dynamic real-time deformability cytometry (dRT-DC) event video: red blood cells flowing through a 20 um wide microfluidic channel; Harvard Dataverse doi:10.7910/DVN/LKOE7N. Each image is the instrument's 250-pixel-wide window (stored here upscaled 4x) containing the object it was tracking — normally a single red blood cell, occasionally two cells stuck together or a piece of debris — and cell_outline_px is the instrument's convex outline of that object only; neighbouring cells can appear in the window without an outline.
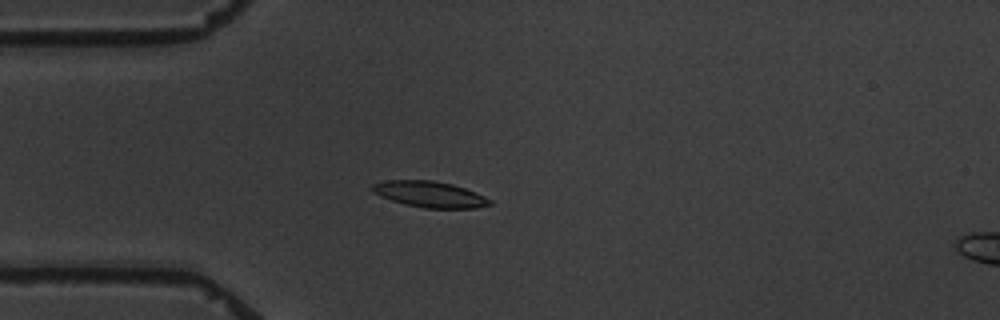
{"species": "common noctule bat (a hibernating species)", "species_latin": "Nyctalus noctula", "temperature_condition": "warm", "stored_images_in_passage": 3, "camera_frame_rate_fps": 3000, "um_per_image_px": 0.085, "animal": {"sex": "male", "body_mass_g": 19.5, "forearm_length_mm": 54.6}, "frame": {"image": 1, "passage_image": 2, "time_ms": 1.0, "image_size_px": [1000, 320], "cell_outline_px": [[492, 204], [476, 208], [424, 208], [404, 204], [380, 196], [372, 192], [372, 184], [384, 180], [432, 180], [452, 184], [476, 192], [492, 200]], "centroid_in_image_um": [36.52, 16.51], "position_along_channel_um": 48.5, "area_um2": 17.86}}